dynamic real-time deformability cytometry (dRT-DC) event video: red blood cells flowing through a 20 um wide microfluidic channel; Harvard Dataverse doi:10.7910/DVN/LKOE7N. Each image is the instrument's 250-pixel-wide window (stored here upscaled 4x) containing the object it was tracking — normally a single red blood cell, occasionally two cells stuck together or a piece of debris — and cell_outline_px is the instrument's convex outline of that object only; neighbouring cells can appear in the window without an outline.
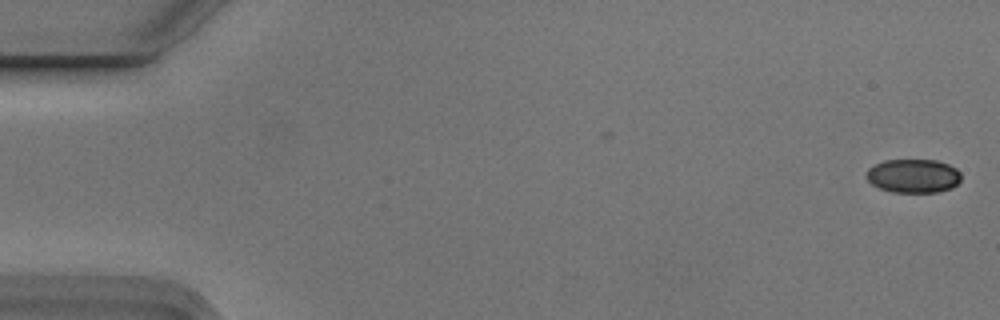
{"species": "Egyptian fruit bat (a non-hibernating species)", "species_latin": "Rousettus aegyptiacus", "temperature_condition": "cold", "stored_images_in_passage": 5, "camera_frame_rate_fps": 3000, "um_per_image_px": 0.085, "animal": {"sex": "male"}, "frame": {"image": 1, "passage_image": 1, "time_ms": 0.0, "image_size_px": [1000, 320], "cell_outline_px": [[960, 180], [952, 188], [936, 192], [892, 192], [880, 188], [872, 184], [864, 176], [868, 168], [884, 160], [936, 160], [948, 164], [956, 168], [960, 172]], "centroid_in_image_um": [77.61, 14.95], "position_along_channel_um": 7.4, "area_um2": 18.67}}
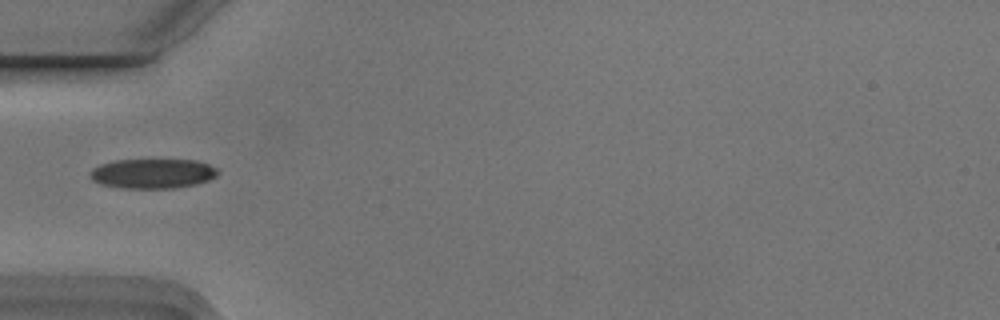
{"frame": {"image": 2, "passage_image": 5, "time_ms": 1.333, "image_size_px": [1000, 320], "cell_outline_px": [[220, 172], [216, 176], [208, 180], [196, 184], [176, 188], [120, 188], [100, 184], [92, 180], [88, 172], [92, 168], [100, 164], [116, 160], [196, 160], [208, 164], [216, 168]], "centroid_in_image_um": [12.95, 14.75], "position_along_channel_um": 72.0, "area_um2": 22.25}}